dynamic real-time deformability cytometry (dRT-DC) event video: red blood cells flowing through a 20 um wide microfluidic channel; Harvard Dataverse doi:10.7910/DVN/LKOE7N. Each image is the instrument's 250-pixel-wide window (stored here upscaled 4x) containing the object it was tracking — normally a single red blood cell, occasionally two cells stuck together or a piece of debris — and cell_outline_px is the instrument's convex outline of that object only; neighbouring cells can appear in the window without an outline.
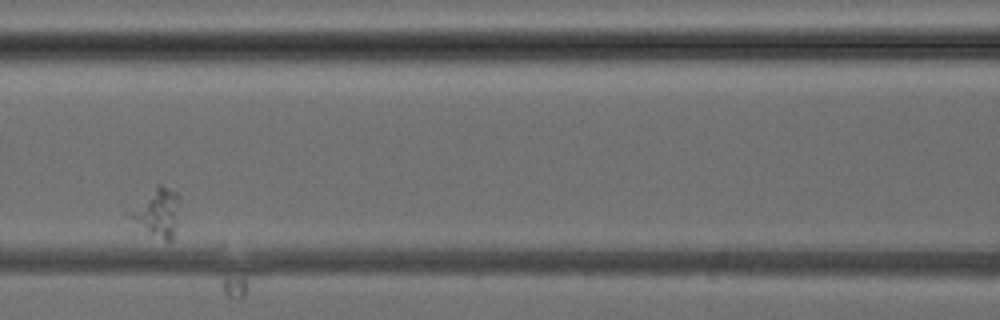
{"species": "common noctule bat (a hibernating species)", "species_latin": "Nyctalus noctula", "temperature_condition": "cold", "stored_images_in_passage": 6, "camera_frame_rate_fps": 3000, "um_per_image_px": 0.085, "animal": {"sex": "female", "body_mass_g": 24.6, "forearm_length_mm": 56.2}, "frame": {"image": 1, "passage_image": 5, "time_ms": 4.667, "image_size_px": [1000, 320], "cell_outline_px": [[180, 204], [172, 240], [164, 240], [128, 216], [124, 212], [160, 184], [176, 192], [180, 196]], "centroid_in_image_um": [13.38, 17.99], "position_along_channel_um": 153.2, "area_um2": 13.35}}